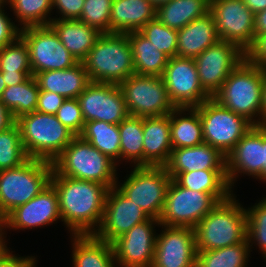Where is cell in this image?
Instances as JSON below:
<instances>
[{
  "label": "cell",
  "mask_w": 266,
  "mask_h": 267,
  "mask_svg": "<svg viewBox=\"0 0 266 267\" xmlns=\"http://www.w3.org/2000/svg\"><path fill=\"white\" fill-rule=\"evenodd\" d=\"M50 184L58 195L63 226L69 235L95 234L105 208L109 187L98 182L51 174Z\"/></svg>",
  "instance_id": "cell-1"
},
{
  "label": "cell",
  "mask_w": 266,
  "mask_h": 267,
  "mask_svg": "<svg viewBox=\"0 0 266 267\" xmlns=\"http://www.w3.org/2000/svg\"><path fill=\"white\" fill-rule=\"evenodd\" d=\"M233 193L219 202L193 228L197 251L233 246L246 240L247 216L243 203Z\"/></svg>",
  "instance_id": "cell-2"
},
{
  "label": "cell",
  "mask_w": 266,
  "mask_h": 267,
  "mask_svg": "<svg viewBox=\"0 0 266 267\" xmlns=\"http://www.w3.org/2000/svg\"><path fill=\"white\" fill-rule=\"evenodd\" d=\"M264 68L246 59L227 77L212 97L232 112L243 116L254 126H261V101Z\"/></svg>",
  "instance_id": "cell-3"
},
{
  "label": "cell",
  "mask_w": 266,
  "mask_h": 267,
  "mask_svg": "<svg viewBox=\"0 0 266 267\" xmlns=\"http://www.w3.org/2000/svg\"><path fill=\"white\" fill-rule=\"evenodd\" d=\"M82 63L90 82L119 85L135 74L127 33H102Z\"/></svg>",
  "instance_id": "cell-4"
},
{
  "label": "cell",
  "mask_w": 266,
  "mask_h": 267,
  "mask_svg": "<svg viewBox=\"0 0 266 267\" xmlns=\"http://www.w3.org/2000/svg\"><path fill=\"white\" fill-rule=\"evenodd\" d=\"M52 167L59 175L98 182L109 188L116 185L119 176L117 164L81 136L72 139Z\"/></svg>",
  "instance_id": "cell-5"
},
{
  "label": "cell",
  "mask_w": 266,
  "mask_h": 267,
  "mask_svg": "<svg viewBox=\"0 0 266 267\" xmlns=\"http://www.w3.org/2000/svg\"><path fill=\"white\" fill-rule=\"evenodd\" d=\"M28 158L53 162L75 135L56 117L34 111L16 119Z\"/></svg>",
  "instance_id": "cell-6"
},
{
  "label": "cell",
  "mask_w": 266,
  "mask_h": 267,
  "mask_svg": "<svg viewBox=\"0 0 266 267\" xmlns=\"http://www.w3.org/2000/svg\"><path fill=\"white\" fill-rule=\"evenodd\" d=\"M52 162L28 158L15 168L0 171V222L50 184Z\"/></svg>",
  "instance_id": "cell-7"
},
{
  "label": "cell",
  "mask_w": 266,
  "mask_h": 267,
  "mask_svg": "<svg viewBox=\"0 0 266 267\" xmlns=\"http://www.w3.org/2000/svg\"><path fill=\"white\" fill-rule=\"evenodd\" d=\"M130 170L125 180L117 177L115 186L150 218L159 220L172 177L164 166H139Z\"/></svg>",
  "instance_id": "cell-8"
},
{
  "label": "cell",
  "mask_w": 266,
  "mask_h": 267,
  "mask_svg": "<svg viewBox=\"0 0 266 267\" xmlns=\"http://www.w3.org/2000/svg\"><path fill=\"white\" fill-rule=\"evenodd\" d=\"M200 115L204 142L218 149L225 157L241 138L254 127L212 97L195 107Z\"/></svg>",
  "instance_id": "cell-9"
},
{
  "label": "cell",
  "mask_w": 266,
  "mask_h": 267,
  "mask_svg": "<svg viewBox=\"0 0 266 267\" xmlns=\"http://www.w3.org/2000/svg\"><path fill=\"white\" fill-rule=\"evenodd\" d=\"M118 86L131 116L159 117L170 114L176 108L162 77L133 74Z\"/></svg>",
  "instance_id": "cell-10"
},
{
  "label": "cell",
  "mask_w": 266,
  "mask_h": 267,
  "mask_svg": "<svg viewBox=\"0 0 266 267\" xmlns=\"http://www.w3.org/2000/svg\"><path fill=\"white\" fill-rule=\"evenodd\" d=\"M218 203L212 194L187 189L172 179L159 218L160 225L194 228Z\"/></svg>",
  "instance_id": "cell-11"
},
{
  "label": "cell",
  "mask_w": 266,
  "mask_h": 267,
  "mask_svg": "<svg viewBox=\"0 0 266 267\" xmlns=\"http://www.w3.org/2000/svg\"><path fill=\"white\" fill-rule=\"evenodd\" d=\"M20 37L29 49L33 76L52 70H64L78 63L50 26H30L20 29Z\"/></svg>",
  "instance_id": "cell-12"
},
{
  "label": "cell",
  "mask_w": 266,
  "mask_h": 267,
  "mask_svg": "<svg viewBox=\"0 0 266 267\" xmlns=\"http://www.w3.org/2000/svg\"><path fill=\"white\" fill-rule=\"evenodd\" d=\"M62 222L59 211L58 195L49 184L27 203L16 207L1 222L4 240L8 244L7 231H25L55 225Z\"/></svg>",
  "instance_id": "cell-13"
},
{
  "label": "cell",
  "mask_w": 266,
  "mask_h": 267,
  "mask_svg": "<svg viewBox=\"0 0 266 267\" xmlns=\"http://www.w3.org/2000/svg\"><path fill=\"white\" fill-rule=\"evenodd\" d=\"M245 59V52L235 43L219 40L194 61L203 89L213 97L229 74Z\"/></svg>",
  "instance_id": "cell-14"
},
{
  "label": "cell",
  "mask_w": 266,
  "mask_h": 267,
  "mask_svg": "<svg viewBox=\"0 0 266 267\" xmlns=\"http://www.w3.org/2000/svg\"><path fill=\"white\" fill-rule=\"evenodd\" d=\"M209 12L221 41L233 42L244 52L253 44L254 13L242 0H210Z\"/></svg>",
  "instance_id": "cell-15"
},
{
  "label": "cell",
  "mask_w": 266,
  "mask_h": 267,
  "mask_svg": "<svg viewBox=\"0 0 266 267\" xmlns=\"http://www.w3.org/2000/svg\"><path fill=\"white\" fill-rule=\"evenodd\" d=\"M176 108L197 107L211 96L203 89L194 59L171 57L162 75Z\"/></svg>",
  "instance_id": "cell-16"
},
{
  "label": "cell",
  "mask_w": 266,
  "mask_h": 267,
  "mask_svg": "<svg viewBox=\"0 0 266 267\" xmlns=\"http://www.w3.org/2000/svg\"><path fill=\"white\" fill-rule=\"evenodd\" d=\"M157 219L133 226L112 242L117 267H151L154 259Z\"/></svg>",
  "instance_id": "cell-17"
},
{
  "label": "cell",
  "mask_w": 266,
  "mask_h": 267,
  "mask_svg": "<svg viewBox=\"0 0 266 267\" xmlns=\"http://www.w3.org/2000/svg\"><path fill=\"white\" fill-rule=\"evenodd\" d=\"M77 100L85 122L96 120L119 125L129 116L117 84L90 82Z\"/></svg>",
  "instance_id": "cell-18"
},
{
  "label": "cell",
  "mask_w": 266,
  "mask_h": 267,
  "mask_svg": "<svg viewBox=\"0 0 266 267\" xmlns=\"http://www.w3.org/2000/svg\"><path fill=\"white\" fill-rule=\"evenodd\" d=\"M151 267H195L196 241L194 229L160 225Z\"/></svg>",
  "instance_id": "cell-19"
},
{
  "label": "cell",
  "mask_w": 266,
  "mask_h": 267,
  "mask_svg": "<svg viewBox=\"0 0 266 267\" xmlns=\"http://www.w3.org/2000/svg\"><path fill=\"white\" fill-rule=\"evenodd\" d=\"M149 218L139 205L113 186L107 193L103 218L94 235L105 242L112 243L133 226Z\"/></svg>",
  "instance_id": "cell-20"
},
{
  "label": "cell",
  "mask_w": 266,
  "mask_h": 267,
  "mask_svg": "<svg viewBox=\"0 0 266 267\" xmlns=\"http://www.w3.org/2000/svg\"><path fill=\"white\" fill-rule=\"evenodd\" d=\"M263 166L264 125L250 129L226 156L227 180L231 189L235 191V183L241 176L256 179L262 173Z\"/></svg>",
  "instance_id": "cell-21"
},
{
  "label": "cell",
  "mask_w": 266,
  "mask_h": 267,
  "mask_svg": "<svg viewBox=\"0 0 266 267\" xmlns=\"http://www.w3.org/2000/svg\"><path fill=\"white\" fill-rule=\"evenodd\" d=\"M164 167L174 179L179 173L194 170H226V157L204 142L194 147L173 149Z\"/></svg>",
  "instance_id": "cell-22"
},
{
  "label": "cell",
  "mask_w": 266,
  "mask_h": 267,
  "mask_svg": "<svg viewBox=\"0 0 266 267\" xmlns=\"http://www.w3.org/2000/svg\"><path fill=\"white\" fill-rule=\"evenodd\" d=\"M143 166H164L173 150L169 114L143 118Z\"/></svg>",
  "instance_id": "cell-23"
},
{
  "label": "cell",
  "mask_w": 266,
  "mask_h": 267,
  "mask_svg": "<svg viewBox=\"0 0 266 267\" xmlns=\"http://www.w3.org/2000/svg\"><path fill=\"white\" fill-rule=\"evenodd\" d=\"M177 32V57L195 59L220 40L214 17L210 12L193 20Z\"/></svg>",
  "instance_id": "cell-24"
},
{
  "label": "cell",
  "mask_w": 266,
  "mask_h": 267,
  "mask_svg": "<svg viewBox=\"0 0 266 267\" xmlns=\"http://www.w3.org/2000/svg\"><path fill=\"white\" fill-rule=\"evenodd\" d=\"M156 18V8L149 0H113L110 33L139 31Z\"/></svg>",
  "instance_id": "cell-25"
},
{
  "label": "cell",
  "mask_w": 266,
  "mask_h": 267,
  "mask_svg": "<svg viewBox=\"0 0 266 267\" xmlns=\"http://www.w3.org/2000/svg\"><path fill=\"white\" fill-rule=\"evenodd\" d=\"M72 267H117L112 243L94 234L70 235Z\"/></svg>",
  "instance_id": "cell-26"
},
{
  "label": "cell",
  "mask_w": 266,
  "mask_h": 267,
  "mask_svg": "<svg viewBox=\"0 0 266 267\" xmlns=\"http://www.w3.org/2000/svg\"><path fill=\"white\" fill-rule=\"evenodd\" d=\"M34 77L39 90L60 94L66 99L78 98L90 83L82 62L64 70L40 72Z\"/></svg>",
  "instance_id": "cell-27"
},
{
  "label": "cell",
  "mask_w": 266,
  "mask_h": 267,
  "mask_svg": "<svg viewBox=\"0 0 266 267\" xmlns=\"http://www.w3.org/2000/svg\"><path fill=\"white\" fill-rule=\"evenodd\" d=\"M50 26L78 62H82L86 58L102 34L97 28L86 25L78 19H52Z\"/></svg>",
  "instance_id": "cell-28"
},
{
  "label": "cell",
  "mask_w": 266,
  "mask_h": 267,
  "mask_svg": "<svg viewBox=\"0 0 266 267\" xmlns=\"http://www.w3.org/2000/svg\"><path fill=\"white\" fill-rule=\"evenodd\" d=\"M173 149L194 147L204 143L200 115L195 107L175 108L170 114Z\"/></svg>",
  "instance_id": "cell-29"
},
{
  "label": "cell",
  "mask_w": 266,
  "mask_h": 267,
  "mask_svg": "<svg viewBox=\"0 0 266 267\" xmlns=\"http://www.w3.org/2000/svg\"><path fill=\"white\" fill-rule=\"evenodd\" d=\"M135 74L162 77L169 57L139 31L127 33Z\"/></svg>",
  "instance_id": "cell-30"
},
{
  "label": "cell",
  "mask_w": 266,
  "mask_h": 267,
  "mask_svg": "<svg viewBox=\"0 0 266 267\" xmlns=\"http://www.w3.org/2000/svg\"><path fill=\"white\" fill-rule=\"evenodd\" d=\"M173 180L187 189L212 194L219 202L227 200L234 193L226 170H194L179 173Z\"/></svg>",
  "instance_id": "cell-31"
},
{
  "label": "cell",
  "mask_w": 266,
  "mask_h": 267,
  "mask_svg": "<svg viewBox=\"0 0 266 267\" xmlns=\"http://www.w3.org/2000/svg\"><path fill=\"white\" fill-rule=\"evenodd\" d=\"M210 10V0H172L156 8V18L169 28L179 30Z\"/></svg>",
  "instance_id": "cell-32"
},
{
  "label": "cell",
  "mask_w": 266,
  "mask_h": 267,
  "mask_svg": "<svg viewBox=\"0 0 266 267\" xmlns=\"http://www.w3.org/2000/svg\"><path fill=\"white\" fill-rule=\"evenodd\" d=\"M85 141L120 166V131L117 124L87 121L80 135Z\"/></svg>",
  "instance_id": "cell-33"
},
{
  "label": "cell",
  "mask_w": 266,
  "mask_h": 267,
  "mask_svg": "<svg viewBox=\"0 0 266 267\" xmlns=\"http://www.w3.org/2000/svg\"><path fill=\"white\" fill-rule=\"evenodd\" d=\"M120 165L143 166V118L129 115L119 125ZM122 163V164H121Z\"/></svg>",
  "instance_id": "cell-34"
},
{
  "label": "cell",
  "mask_w": 266,
  "mask_h": 267,
  "mask_svg": "<svg viewBox=\"0 0 266 267\" xmlns=\"http://www.w3.org/2000/svg\"><path fill=\"white\" fill-rule=\"evenodd\" d=\"M39 86L32 75L25 82L7 87L0 101L12 112L15 119L36 111L39 95Z\"/></svg>",
  "instance_id": "cell-35"
},
{
  "label": "cell",
  "mask_w": 266,
  "mask_h": 267,
  "mask_svg": "<svg viewBox=\"0 0 266 267\" xmlns=\"http://www.w3.org/2000/svg\"><path fill=\"white\" fill-rule=\"evenodd\" d=\"M7 7L20 29L47 26L53 19L52 0H8Z\"/></svg>",
  "instance_id": "cell-36"
},
{
  "label": "cell",
  "mask_w": 266,
  "mask_h": 267,
  "mask_svg": "<svg viewBox=\"0 0 266 267\" xmlns=\"http://www.w3.org/2000/svg\"><path fill=\"white\" fill-rule=\"evenodd\" d=\"M247 239L239 244L209 251H197L195 267H248L252 258ZM250 257V258H249Z\"/></svg>",
  "instance_id": "cell-37"
},
{
  "label": "cell",
  "mask_w": 266,
  "mask_h": 267,
  "mask_svg": "<svg viewBox=\"0 0 266 267\" xmlns=\"http://www.w3.org/2000/svg\"><path fill=\"white\" fill-rule=\"evenodd\" d=\"M266 196V195H265ZM247 216V235L246 239L250 247L258 248L264 261L266 260V197L259 199L250 207H245Z\"/></svg>",
  "instance_id": "cell-38"
},
{
  "label": "cell",
  "mask_w": 266,
  "mask_h": 267,
  "mask_svg": "<svg viewBox=\"0 0 266 267\" xmlns=\"http://www.w3.org/2000/svg\"><path fill=\"white\" fill-rule=\"evenodd\" d=\"M27 159L17 123L0 132V171L18 167Z\"/></svg>",
  "instance_id": "cell-39"
},
{
  "label": "cell",
  "mask_w": 266,
  "mask_h": 267,
  "mask_svg": "<svg viewBox=\"0 0 266 267\" xmlns=\"http://www.w3.org/2000/svg\"><path fill=\"white\" fill-rule=\"evenodd\" d=\"M1 73H32L29 49L19 36L13 43L0 49Z\"/></svg>",
  "instance_id": "cell-40"
},
{
  "label": "cell",
  "mask_w": 266,
  "mask_h": 267,
  "mask_svg": "<svg viewBox=\"0 0 266 267\" xmlns=\"http://www.w3.org/2000/svg\"><path fill=\"white\" fill-rule=\"evenodd\" d=\"M139 32L169 58L177 56V30L169 28L155 18L143 26Z\"/></svg>",
  "instance_id": "cell-41"
},
{
  "label": "cell",
  "mask_w": 266,
  "mask_h": 267,
  "mask_svg": "<svg viewBox=\"0 0 266 267\" xmlns=\"http://www.w3.org/2000/svg\"><path fill=\"white\" fill-rule=\"evenodd\" d=\"M113 0H85L78 20L97 28L101 33H110V11Z\"/></svg>",
  "instance_id": "cell-42"
},
{
  "label": "cell",
  "mask_w": 266,
  "mask_h": 267,
  "mask_svg": "<svg viewBox=\"0 0 266 267\" xmlns=\"http://www.w3.org/2000/svg\"><path fill=\"white\" fill-rule=\"evenodd\" d=\"M55 115L75 136L81 135L85 120L77 98L66 99Z\"/></svg>",
  "instance_id": "cell-43"
},
{
  "label": "cell",
  "mask_w": 266,
  "mask_h": 267,
  "mask_svg": "<svg viewBox=\"0 0 266 267\" xmlns=\"http://www.w3.org/2000/svg\"><path fill=\"white\" fill-rule=\"evenodd\" d=\"M85 0H52V10L57 13L53 19H79ZM59 15V17H58Z\"/></svg>",
  "instance_id": "cell-44"
},
{
  "label": "cell",
  "mask_w": 266,
  "mask_h": 267,
  "mask_svg": "<svg viewBox=\"0 0 266 267\" xmlns=\"http://www.w3.org/2000/svg\"><path fill=\"white\" fill-rule=\"evenodd\" d=\"M6 6L0 5V49L13 43L20 36V28L14 19L9 17Z\"/></svg>",
  "instance_id": "cell-45"
},
{
  "label": "cell",
  "mask_w": 266,
  "mask_h": 267,
  "mask_svg": "<svg viewBox=\"0 0 266 267\" xmlns=\"http://www.w3.org/2000/svg\"><path fill=\"white\" fill-rule=\"evenodd\" d=\"M14 252L7 246L0 252V267H37L38 259L35 255L21 256Z\"/></svg>",
  "instance_id": "cell-46"
},
{
  "label": "cell",
  "mask_w": 266,
  "mask_h": 267,
  "mask_svg": "<svg viewBox=\"0 0 266 267\" xmlns=\"http://www.w3.org/2000/svg\"><path fill=\"white\" fill-rule=\"evenodd\" d=\"M245 59L253 65L266 68V34L255 37L253 44L245 51Z\"/></svg>",
  "instance_id": "cell-47"
},
{
  "label": "cell",
  "mask_w": 266,
  "mask_h": 267,
  "mask_svg": "<svg viewBox=\"0 0 266 267\" xmlns=\"http://www.w3.org/2000/svg\"><path fill=\"white\" fill-rule=\"evenodd\" d=\"M65 100L60 94L40 90L36 111L55 115Z\"/></svg>",
  "instance_id": "cell-48"
},
{
  "label": "cell",
  "mask_w": 266,
  "mask_h": 267,
  "mask_svg": "<svg viewBox=\"0 0 266 267\" xmlns=\"http://www.w3.org/2000/svg\"><path fill=\"white\" fill-rule=\"evenodd\" d=\"M15 123L12 112L0 101V132L9 129Z\"/></svg>",
  "instance_id": "cell-49"
},
{
  "label": "cell",
  "mask_w": 266,
  "mask_h": 267,
  "mask_svg": "<svg viewBox=\"0 0 266 267\" xmlns=\"http://www.w3.org/2000/svg\"><path fill=\"white\" fill-rule=\"evenodd\" d=\"M33 73H2L6 87L25 82Z\"/></svg>",
  "instance_id": "cell-50"
},
{
  "label": "cell",
  "mask_w": 266,
  "mask_h": 267,
  "mask_svg": "<svg viewBox=\"0 0 266 267\" xmlns=\"http://www.w3.org/2000/svg\"><path fill=\"white\" fill-rule=\"evenodd\" d=\"M266 34V9L254 14V37Z\"/></svg>",
  "instance_id": "cell-51"
},
{
  "label": "cell",
  "mask_w": 266,
  "mask_h": 267,
  "mask_svg": "<svg viewBox=\"0 0 266 267\" xmlns=\"http://www.w3.org/2000/svg\"><path fill=\"white\" fill-rule=\"evenodd\" d=\"M244 4L256 14L259 11L266 9V0H242Z\"/></svg>",
  "instance_id": "cell-52"
},
{
  "label": "cell",
  "mask_w": 266,
  "mask_h": 267,
  "mask_svg": "<svg viewBox=\"0 0 266 267\" xmlns=\"http://www.w3.org/2000/svg\"><path fill=\"white\" fill-rule=\"evenodd\" d=\"M266 125V68H264V79L261 101V126Z\"/></svg>",
  "instance_id": "cell-53"
},
{
  "label": "cell",
  "mask_w": 266,
  "mask_h": 267,
  "mask_svg": "<svg viewBox=\"0 0 266 267\" xmlns=\"http://www.w3.org/2000/svg\"><path fill=\"white\" fill-rule=\"evenodd\" d=\"M256 180L266 184V125H264V166L262 173L256 178Z\"/></svg>",
  "instance_id": "cell-54"
},
{
  "label": "cell",
  "mask_w": 266,
  "mask_h": 267,
  "mask_svg": "<svg viewBox=\"0 0 266 267\" xmlns=\"http://www.w3.org/2000/svg\"><path fill=\"white\" fill-rule=\"evenodd\" d=\"M7 246L5 240H4V235L2 228L0 226V252Z\"/></svg>",
  "instance_id": "cell-55"
},
{
  "label": "cell",
  "mask_w": 266,
  "mask_h": 267,
  "mask_svg": "<svg viewBox=\"0 0 266 267\" xmlns=\"http://www.w3.org/2000/svg\"><path fill=\"white\" fill-rule=\"evenodd\" d=\"M149 1L155 6V8H157L158 6L170 2L172 0H149Z\"/></svg>",
  "instance_id": "cell-56"
},
{
  "label": "cell",
  "mask_w": 266,
  "mask_h": 267,
  "mask_svg": "<svg viewBox=\"0 0 266 267\" xmlns=\"http://www.w3.org/2000/svg\"><path fill=\"white\" fill-rule=\"evenodd\" d=\"M6 85L4 83V79L2 73L0 72V96L2 95L3 91L6 89Z\"/></svg>",
  "instance_id": "cell-57"
},
{
  "label": "cell",
  "mask_w": 266,
  "mask_h": 267,
  "mask_svg": "<svg viewBox=\"0 0 266 267\" xmlns=\"http://www.w3.org/2000/svg\"><path fill=\"white\" fill-rule=\"evenodd\" d=\"M8 0H0V5H7Z\"/></svg>",
  "instance_id": "cell-58"
}]
</instances>
